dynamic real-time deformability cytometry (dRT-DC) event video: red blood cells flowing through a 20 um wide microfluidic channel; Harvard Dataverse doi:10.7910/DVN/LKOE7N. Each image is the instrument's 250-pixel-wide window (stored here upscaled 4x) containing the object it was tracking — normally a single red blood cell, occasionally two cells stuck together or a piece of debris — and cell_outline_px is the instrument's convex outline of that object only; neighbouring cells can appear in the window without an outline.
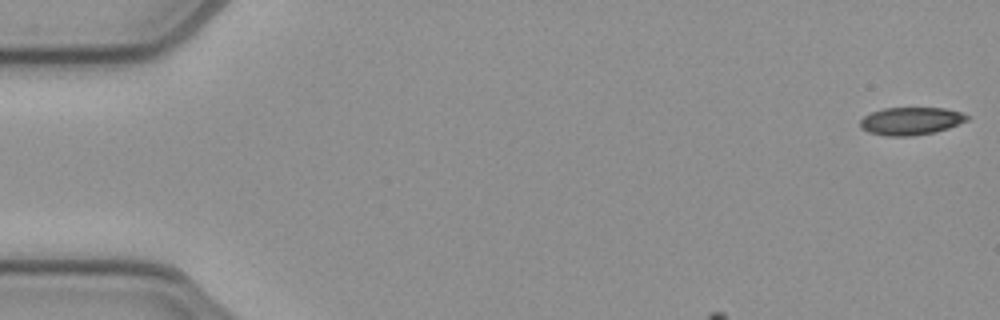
{"species": "common noctule bat (a hibernating species)", "species_latin": "Nyctalus noctula", "temperature_condition": "cold", "stored_images_in_passage": 14, "camera_frame_rate_fps": 3000, "um_per_image_px": 0.085, "animal": {"sex": "female", "body_mass_g": 21.9}, "frame": {"image": 1, "passage_image": 1, "time_ms": 0.0, "image_size_px": [1000, 320], "cell_outline_px": [[972, 116], [968, 120], [948, 128], [936, 132], [912, 136], [888, 136], [868, 132], [860, 128], [860, 120], [864, 116], [872, 112], [884, 108], [944, 108], [960, 112]], "centroid_in_image_um": [77.43, 10.29], "position_along_channel_um": 7.6, "area_um2": 17.34}}